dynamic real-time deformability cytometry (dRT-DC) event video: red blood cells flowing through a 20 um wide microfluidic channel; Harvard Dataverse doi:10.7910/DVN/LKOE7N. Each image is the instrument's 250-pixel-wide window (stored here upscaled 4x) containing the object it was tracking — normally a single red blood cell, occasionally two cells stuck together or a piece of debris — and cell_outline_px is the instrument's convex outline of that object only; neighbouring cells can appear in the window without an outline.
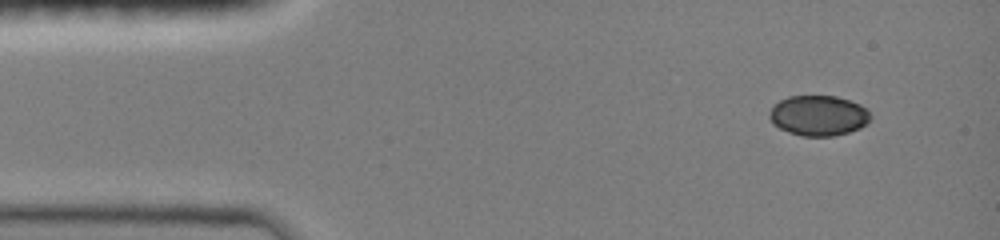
{"species": "common noctule bat (a hibernating species)", "species_latin": "Nyctalus noctula", "temperature_condition": "room temperature", "stored_images_in_passage": 44, "camera_frame_rate_fps": 3000, "um_per_image_px": 0.085, "animal": {"sex": "female", "body_mass_g": 19.0, "forearm_length_mm": 51.5}, "frame": {"image": 1, "passage_image": 1, "time_ms": 0.0, "image_size_px": [1000, 240], "cell_outline_px": [[872, 120], [868, 124], [860, 128], [848, 132], [832, 136], [804, 136], [788, 132], [772, 124], [768, 116], [772, 108], [780, 100], [788, 96], [836, 96], [860, 104], [868, 108], [872, 116]], "centroid_in_image_um": [69.61, 9.82], "position_along_channel_um": 15.4, "area_um2": 23.93}}
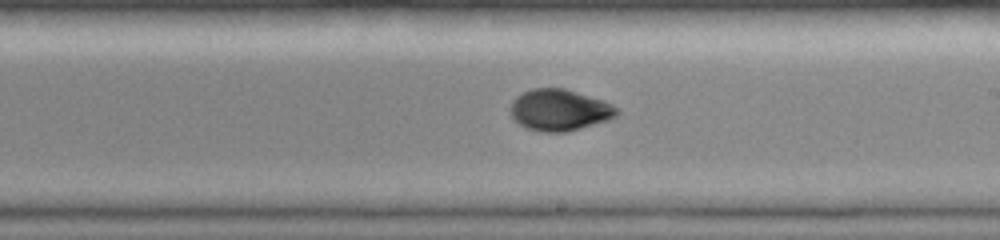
{"frame": {"image": 2, "passage_image": 24, "time_ms": 7.667, "image_size_px": [1000, 240], "cell_outline_px": [[620, 112], [616, 116], [608, 120], [580, 128], [564, 132], [544, 132], [528, 128], [520, 124], [512, 116], [508, 108], [512, 100], [520, 92], [532, 88], [564, 88], [604, 100], [612, 104]], "centroid_in_image_um": [47.53, 9.33], "position_along_channel_um": 241.5, "area_um2": 25.78}}
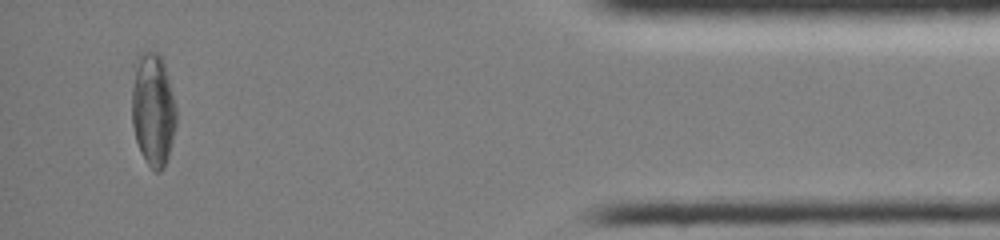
{"frame": {"image": 3, "passage_image": 41, "time_ms": 13.333, "image_size_px": [1000, 240], "cell_outline_px": [[176, 124], [168, 156], [164, 168], [160, 172], [156, 172], [148, 164], [140, 152], [136, 140], [132, 124], [132, 64], [136, 56], [140, 52], [148, 48], [156, 52], [160, 56], [164, 64], [168, 76], [176, 108]], "centroid_in_image_um": [12.97, 9.23], "position_along_channel_um": 422.2, "area_um2": 29.82}, "authors_computed_cell_mechanics": {"area_um2": 25.7499, "velocity_mm_per_s": 4.0527, "shape_relaxation_time_tau1_ms": 10.2816, "shape_relaxation_time_tau2_ms": 2.9298, "deformation_change_tau1": 0.2553, "deformation_change_tau2": 0.0455}}